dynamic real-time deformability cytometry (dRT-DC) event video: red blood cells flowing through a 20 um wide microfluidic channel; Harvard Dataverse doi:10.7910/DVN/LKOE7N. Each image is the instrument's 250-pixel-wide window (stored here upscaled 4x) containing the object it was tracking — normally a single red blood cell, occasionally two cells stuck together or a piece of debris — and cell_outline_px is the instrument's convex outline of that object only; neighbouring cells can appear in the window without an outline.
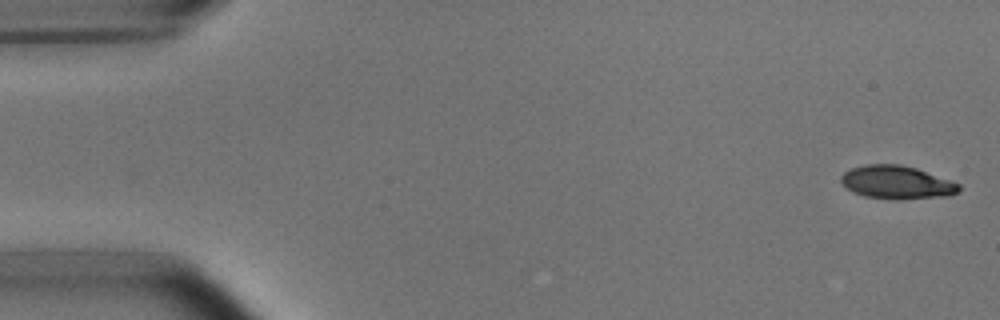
{"species": "common noctule bat (a hibernating species)", "species_latin": "Nyctalus noctula", "temperature_condition": "room temperature", "stored_images_in_passage": 51, "camera_frame_rate_fps": 3000, "um_per_image_px": 0.085, "animal": {"sex": "male", "body_mass_g": 15.6}, "frame": {"image": 1, "passage_image": 1, "time_ms": 0.0, "image_size_px": [1000, 320], "cell_outline_px": [[960, 192], [948, 196], [896, 200], [864, 196], [852, 192], [840, 180], [840, 176], [844, 172], [852, 168], [864, 164], [900, 164], [916, 168], [960, 184]], "centroid_in_image_um": [76.22, 15.51], "position_along_channel_um": 8.8, "area_um2": 22.89}}
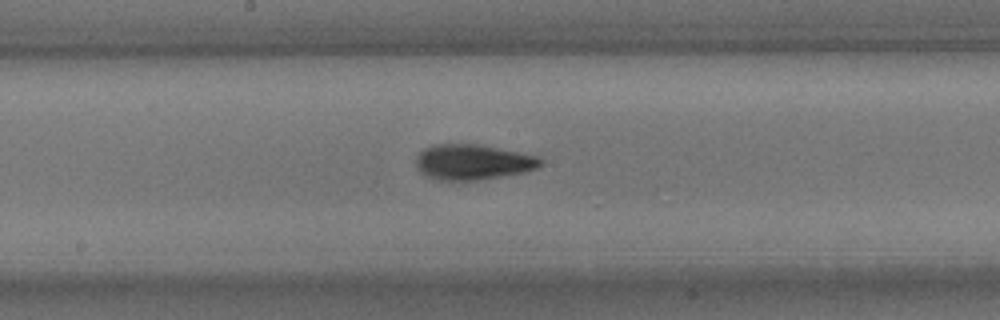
{"frame": {"image": 2, "passage_image": 27, "time_ms": 8.667, "image_size_px": [1000, 320], "cell_outline_px": [[544, 164], [536, 168], [524, 172], [476, 180], [440, 180], [424, 176], [416, 168], [416, 156], [424, 148], [432, 144], [476, 144], [540, 156], [544, 160]], "centroid_in_image_um": [40.17, 13.77], "position_along_channel_um": 208.0, "area_um2": 25.78}}
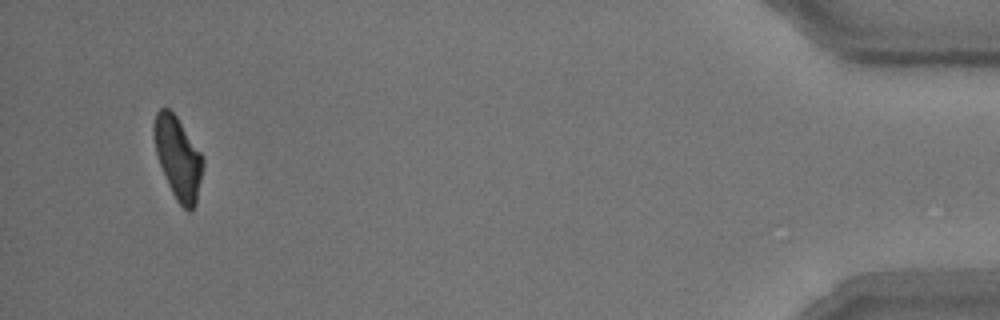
{"frame": {"image": 3, "passage_image": 50, "time_ms": 16.333, "image_size_px": [1000, 320], "cell_outline_px": [[204, 164], [196, 204], [188, 212], [176, 200], [168, 184], [160, 164], [156, 152], [152, 132], [152, 128], [156, 112], [160, 108], [168, 108], [176, 116], [200, 152], [204, 160]], "centroid_in_image_um": [15.12, 13.41], "position_along_channel_um": 420.1, "area_um2": 23.24}}